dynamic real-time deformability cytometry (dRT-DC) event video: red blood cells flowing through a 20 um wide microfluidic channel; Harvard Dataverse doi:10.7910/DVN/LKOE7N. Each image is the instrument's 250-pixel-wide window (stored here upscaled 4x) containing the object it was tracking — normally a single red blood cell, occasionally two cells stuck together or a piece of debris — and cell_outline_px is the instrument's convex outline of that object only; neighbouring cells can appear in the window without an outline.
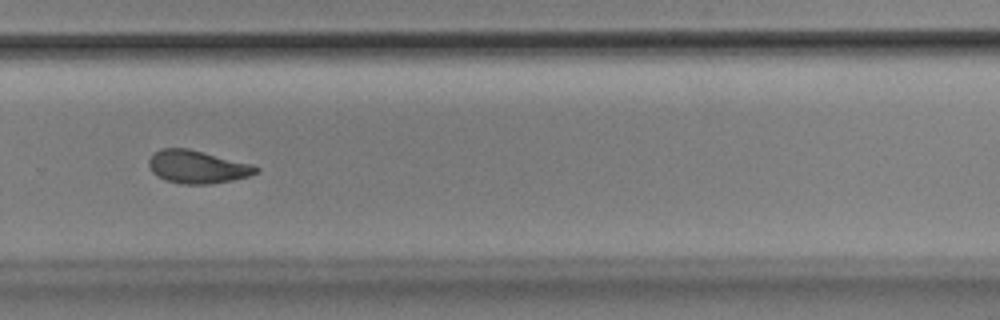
{"species": "Egyptian fruit bat (a non-hibernating species)", "species_latin": "Rousettus aegyptiacus", "temperature_condition": "room temperature", "stored_images_in_passage": 38, "camera_frame_rate_fps": 3000, "um_per_image_px": 0.085, "animal": {"sex": "male"}, "frame": {"image": 1, "passage_image": 22, "time_ms": 7.0, "image_size_px": [1000, 320], "cell_outline_px": [[260, 172], [248, 176], [232, 180], [208, 184], [180, 184], [164, 180], [156, 176], [152, 172], [148, 164], [148, 160], [160, 148], [188, 148], [252, 164], [260, 168]], "centroid_in_image_um": [16.77, 14.19], "position_along_channel_um": 313.0, "area_um2": 20.63}, "authors_computed_cell_mechanics": {"area_um2": 20.6057, "velocity_mm_per_s": 3.8732, "shape_relaxation_time_tau1_ms": 9.5835, "shape_relaxation_time_tau2_ms": 2.4823, "deformation_change_tau1": 0.214, "deformation_change_tau2": 0.0867}}